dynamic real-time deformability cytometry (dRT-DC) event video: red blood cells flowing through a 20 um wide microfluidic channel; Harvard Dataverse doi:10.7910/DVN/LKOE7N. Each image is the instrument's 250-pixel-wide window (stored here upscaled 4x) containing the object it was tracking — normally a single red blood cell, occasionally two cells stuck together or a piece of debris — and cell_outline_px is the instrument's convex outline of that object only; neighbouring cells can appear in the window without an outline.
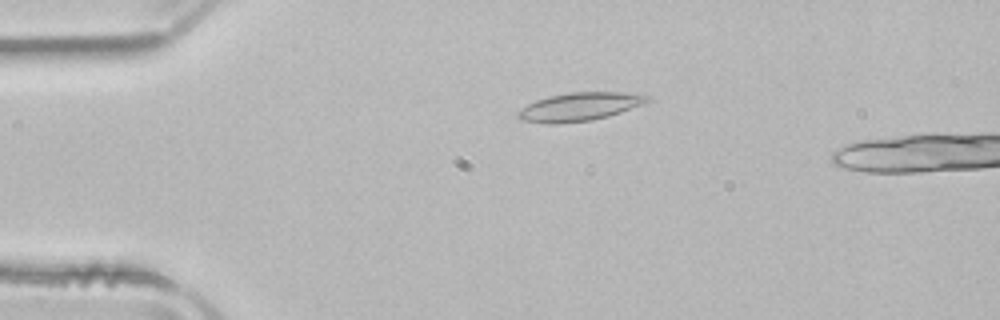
{"species": "common noctule bat (a hibernating species)", "species_latin": "Nyctalus noctula", "temperature_condition": "room temperature", "stored_images_in_passage": 15, "camera_frame_rate_fps": 3000, "um_per_image_px": 0.085, "animal": {"sex": "male", "body_mass_g": 21.5, "forearm_length_mm": 52.0}, "frame": {"image": 1, "passage_image": 11, "time_ms": 3.333, "image_size_px": [1000, 320], "cell_outline_px": [[652, 96], [648, 100], [640, 104], [620, 112], [608, 116], [592, 120], [552, 124], [548, 124], [520, 120], [516, 116], [516, 112], [520, 108], [536, 100], [548, 96], [568, 92], [624, 92]], "centroid_in_image_um": [49.18, 9.07], "position_along_channel_um": 35.8, "area_um2": 21.27}}